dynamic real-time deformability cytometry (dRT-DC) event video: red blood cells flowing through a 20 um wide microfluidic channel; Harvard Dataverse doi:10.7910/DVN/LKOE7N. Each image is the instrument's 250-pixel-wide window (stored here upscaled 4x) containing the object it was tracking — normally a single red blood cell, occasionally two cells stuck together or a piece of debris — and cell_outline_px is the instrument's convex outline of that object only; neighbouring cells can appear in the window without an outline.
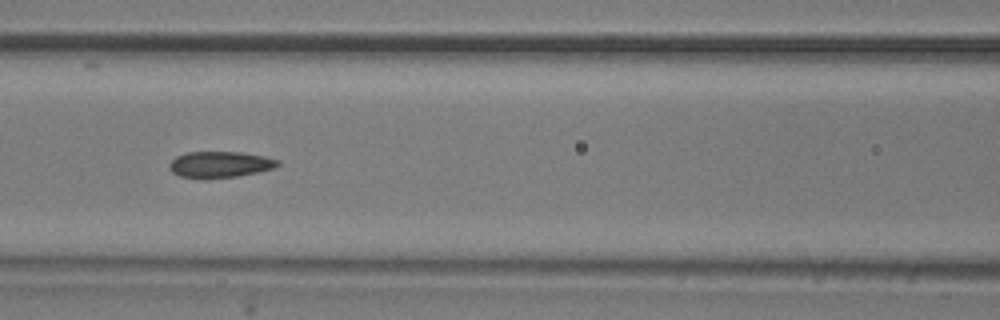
{"species": "common noctule bat (a hibernating species)", "species_latin": "Nyctalus noctula", "temperature_condition": "room temperature", "stored_images_in_passage": 14, "camera_frame_rate_fps": 3000, "um_per_image_px": 0.085, "animal": {"sex": "male", "body_mass_g": 20.5, "forearm_length_mm": 52.5}, "frame": {"image": 1, "passage_image": 5, "time_ms": 5.333, "image_size_px": [1000, 320], "cell_outline_px": [[280, 164], [276, 168], [260, 172], [236, 176], [208, 180], [180, 176], [172, 172], [168, 168], [168, 164], [176, 156], [188, 152], [244, 152], [264, 156], [280, 160]], "centroid_in_image_um": [18.71, 13.99], "position_along_channel_um": 147.9, "area_um2": 16.99}}
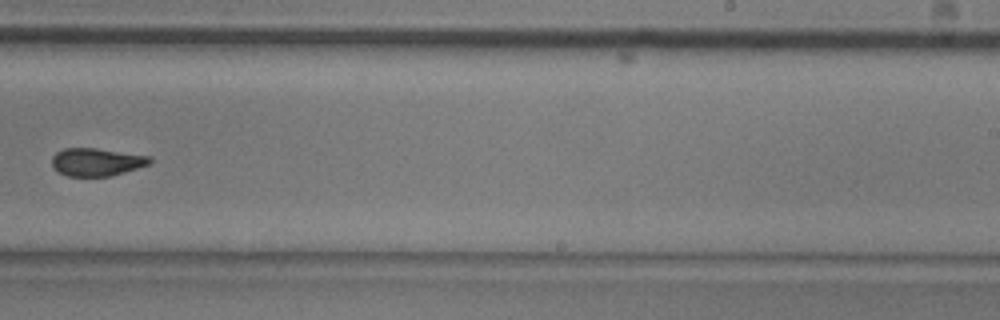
{"frame": {"image": 2, "passage_image": 8, "time_ms": 9.0, "image_size_px": [1000, 320], "cell_outline_px": [[152, 160], [148, 164], [112, 176], [68, 176], [52, 168], [52, 156], [56, 152], [64, 148], [96, 148], [148, 156]], "centroid_in_image_um": [8.15, 13.77], "position_along_channel_um": 280.8, "area_um2": 15.72}}
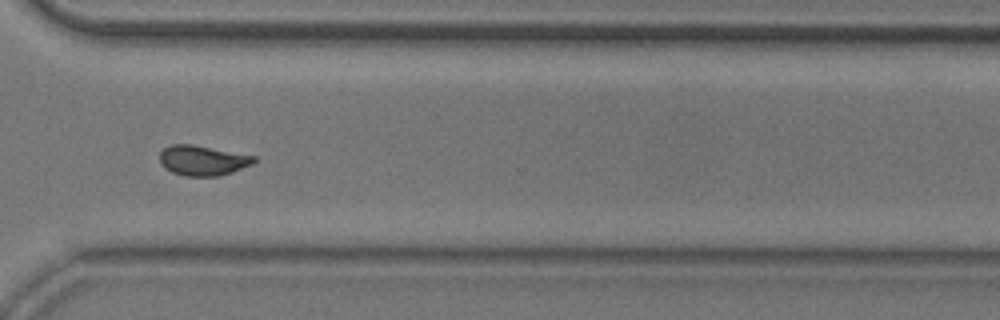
{"frame": {"image": 3, "passage_image": 10, "time_ms": 11.0, "image_size_px": [1000, 320], "cell_outline_px": [[256, 160], [252, 164], [232, 172], [220, 176], [184, 176], [172, 172], [164, 168], [160, 160], [160, 152], [164, 148], [172, 144], [192, 144], [256, 156]], "centroid_in_image_um": [17.22, 13.64], "position_along_channel_um": 353.4, "area_um2": 16.53}, "authors_computed_cell_mechanics": {"area_um2": 16.7331, "velocity_mm_per_s": 3.6337, "shape_relaxation_time_tau1_ms": 5.3688, "shape_relaxation_time_tau2_ms": 1.706, "deformation_change_tau1": 0.1315, "deformation_change_tau2": 0.0585}}